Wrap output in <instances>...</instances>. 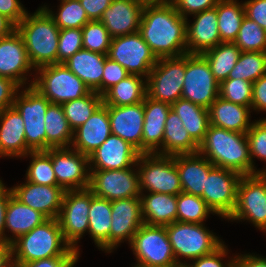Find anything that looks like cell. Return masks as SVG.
Masks as SVG:
<instances>
[{"label": "cell", "mask_w": 266, "mask_h": 267, "mask_svg": "<svg viewBox=\"0 0 266 267\" xmlns=\"http://www.w3.org/2000/svg\"><path fill=\"white\" fill-rule=\"evenodd\" d=\"M186 18L172 2L145 3L139 33L157 58L187 54Z\"/></svg>", "instance_id": "obj_1"}, {"label": "cell", "mask_w": 266, "mask_h": 267, "mask_svg": "<svg viewBox=\"0 0 266 267\" xmlns=\"http://www.w3.org/2000/svg\"><path fill=\"white\" fill-rule=\"evenodd\" d=\"M215 167L234 170L241 175H252V161L246 133H238L209 125L198 146Z\"/></svg>", "instance_id": "obj_2"}, {"label": "cell", "mask_w": 266, "mask_h": 267, "mask_svg": "<svg viewBox=\"0 0 266 267\" xmlns=\"http://www.w3.org/2000/svg\"><path fill=\"white\" fill-rule=\"evenodd\" d=\"M13 265L57 256H75L77 253L65 241L58 219H47L29 233L12 243Z\"/></svg>", "instance_id": "obj_3"}, {"label": "cell", "mask_w": 266, "mask_h": 267, "mask_svg": "<svg viewBox=\"0 0 266 267\" xmlns=\"http://www.w3.org/2000/svg\"><path fill=\"white\" fill-rule=\"evenodd\" d=\"M34 69L57 63L60 29L46 10L26 14L16 26Z\"/></svg>", "instance_id": "obj_4"}, {"label": "cell", "mask_w": 266, "mask_h": 267, "mask_svg": "<svg viewBox=\"0 0 266 267\" xmlns=\"http://www.w3.org/2000/svg\"><path fill=\"white\" fill-rule=\"evenodd\" d=\"M165 227L179 267L187 264L179 257L194 260L213 253L224 243L203 224L175 221Z\"/></svg>", "instance_id": "obj_5"}, {"label": "cell", "mask_w": 266, "mask_h": 267, "mask_svg": "<svg viewBox=\"0 0 266 267\" xmlns=\"http://www.w3.org/2000/svg\"><path fill=\"white\" fill-rule=\"evenodd\" d=\"M36 70L40 76L31 81L29 86L35 88L52 104L79 99L91 91L64 63H55Z\"/></svg>", "instance_id": "obj_6"}, {"label": "cell", "mask_w": 266, "mask_h": 267, "mask_svg": "<svg viewBox=\"0 0 266 267\" xmlns=\"http://www.w3.org/2000/svg\"><path fill=\"white\" fill-rule=\"evenodd\" d=\"M139 175V189L150 193L178 195L182 192L181 180L175 165V155L156 153L140 154L135 167Z\"/></svg>", "instance_id": "obj_7"}, {"label": "cell", "mask_w": 266, "mask_h": 267, "mask_svg": "<svg viewBox=\"0 0 266 267\" xmlns=\"http://www.w3.org/2000/svg\"><path fill=\"white\" fill-rule=\"evenodd\" d=\"M137 265L143 267H179L165 226L143 224L130 242Z\"/></svg>", "instance_id": "obj_8"}, {"label": "cell", "mask_w": 266, "mask_h": 267, "mask_svg": "<svg viewBox=\"0 0 266 267\" xmlns=\"http://www.w3.org/2000/svg\"><path fill=\"white\" fill-rule=\"evenodd\" d=\"M185 55L158 58L147 81V96L170 105L182 97Z\"/></svg>", "instance_id": "obj_9"}, {"label": "cell", "mask_w": 266, "mask_h": 267, "mask_svg": "<svg viewBox=\"0 0 266 267\" xmlns=\"http://www.w3.org/2000/svg\"><path fill=\"white\" fill-rule=\"evenodd\" d=\"M242 219L266 231V173L242 175L240 178L236 207L228 220Z\"/></svg>", "instance_id": "obj_10"}, {"label": "cell", "mask_w": 266, "mask_h": 267, "mask_svg": "<svg viewBox=\"0 0 266 267\" xmlns=\"http://www.w3.org/2000/svg\"><path fill=\"white\" fill-rule=\"evenodd\" d=\"M219 96V83L215 80L210 65L202 54H185L183 99L206 109Z\"/></svg>", "instance_id": "obj_11"}, {"label": "cell", "mask_w": 266, "mask_h": 267, "mask_svg": "<svg viewBox=\"0 0 266 267\" xmlns=\"http://www.w3.org/2000/svg\"><path fill=\"white\" fill-rule=\"evenodd\" d=\"M107 57L119 63L129 74L145 79L158 61L139 32L113 37Z\"/></svg>", "instance_id": "obj_12"}, {"label": "cell", "mask_w": 266, "mask_h": 267, "mask_svg": "<svg viewBox=\"0 0 266 267\" xmlns=\"http://www.w3.org/2000/svg\"><path fill=\"white\" fill-rule=\"evenodd\" d=\"M18 94L15 96L13 106L24 120L26 145L32 151H46L44 118L51 103L32 86Z\"/></svg>", "instance_id": "obj_13"}, {"label": "cell", "mask_w": 266, "mask_h": 267, "mask_svg": "<svg viewBox=\"0 0 266 267\" xmlns=\"http://www.w3.org/2000/svg\"><path fill=\"white\" fill-rule=\"evenodd\" d=\"M95 195L87 188L66 190L58 221L65 241L79 254L77 242L89 229V210Z\"/></svg>", "instance_id": "obj_14"}, {"label": "cell", "mask_w": 266, "mask_h": 267, "mask_svg": "<svg viewBox=\"0 0 266 267\" xmlns=\"http://www.w3.org/2000/svg\"><path fill=\"white\" fill-rule=\"evenodd\" d=\"M242 175L234 170L214 167L200 196L207 206L223 218H229L237 203V187Z\"/></svg>", "instance_id": "obj_15"}, {"label": "cell", "mask_w": 266, "mask_h": 267, "mask_svg": "<svg viewBox=\"0 0 266 267\" xmlns=\"http://www.w3.org/2000/svg\"><path fill=\"white\" fill-rule=\"evenodd\" d=\"M52 160L57 184L66 190L89 187L90 165L86 155L72 148H49L45 151ZM88 168V169H86Z\"/></svg>", "instance_id": "obj_16"}, {"label": "cell", "mask_w": 266, "mask_h": 267, "mask_svg": "<svg viewBox=\"0 0 266 267\" xmlns=\"http://www.w3.org/2000/svg\"><path fill=\"white\" fill-rule=\"evenodd\" d=\"M88 189L96 197L109 201L141 195L138 171L131 167L119 170H90Z\"/></svg>", "instance_id": "obj_17"}, {"label": "cell", "mask_w": 266, "mask_h": 267, "mask_svg": "<svg viewBox=\"0 0 266 267\" xmlns=\"http://www.w3.org/2000/svg\"><path fill=\"white\" fill-rule=\"evenodd\" d=\"M111 208L110 253L124 240L130 244L134 234L144 224L140 197L113 200Z\"/></svg>", "instance_id": "obj_18"}, {"label": "cell", "mask_w": 266, "mask_h": 267, "mask_svg": "<svg viewBox=\"0 0 266 267\" xmlns=\"http://www.w3.org/2000/svg\"><path fill=\"white\" fill-rule=\"evenodd\" d=\"M12 194L23 204L39 211L47 219H57L65 190L61 186L40 185L26 181L11 188Z\"/></svg>", "instance_id": "obj_19"}, {"label": "cell", "mask_w": 266, "mask_h": 267, "mask_svg": "<svg viewBox=\"0 0 266 267\" xmlns=\"http://www.w3.org/2000/svg\"><path fill=\"white\" fill-rule=\"evenodd\" d=\"M144 5L142 0H113L99 21L112 38L136 33L139 31Z\"/></svg>", "instance_id": "obj_20"}, {"label": "cell", "mask_w": 266, "mask_h": 267, "mask_svg": "<svg viewBox=\"0 0 266 267\" xmlns=\"http://www.w3.org/2000/svg\"><path fill=\"white\" fill-rule=\"evenodd\" d=\"M111 133L132 145L142 154L144 100L127 106H108Z\"/></svg>", "instance_id": "obj_21"}, {"label": "cell", "mask_w": 266, "mask_h": 267, "mask_svg": "<svg viewBox=\"0 0 266 267\" xmlns=\"http://www.w3.org/2000/svg\"><path fill=\"white\" fill-rule=\"evenodd\" d=\"M34 69L22 39L15 30L11 35L0 38V76L10 78L22 87L27 80L25 76Z\"/></svg>", "instance_id": "obj_22"}, {"label": "cell", "mask_w": 266, "mask_h": 267, "mask_svg": "<svg viewBox=\"0 0 266 267\" xmlns=\"http://www.w3.org/2000/svg\"><path fill=\"white\" fill-rule=\"evenodd\" d=\"M140 153L119 136L111 134L88 158L90 170H119L137 163Z\"/></svg>", "instance_id": "obj_23"}, {"label": "cell", "mask_w": 266, "mask_h": 267, "mask_svg": "<svg viewBox=\"0 0 266 267\" xmlns=\"http://www.w3.org/2000/svg\"><path fill=\"white\" fill-rule=\"evenodd\" d=\"M111 134L108 106L102 103L83 125L73 131L71 147L89 157Z\"/></svg>", "instance_id": "obj_24"}, {"label": "cell", "mask_w": 266, "mask_h": 267, "mask_svg": "<svg viewBox=\"0 0 266 267\" xmlns=\"http://www.w3.org/2000/svg\"><path fill=\"white\" fill-rule=\"evenodd\" d=\"M196 19L186 25V50L188 54H202L221 43L218 29L217 5L193 15Z\"/></svg>", "instance_id": "obj_25"}, {"label": "cell", "mask_w": 266, "mask_h": 267, "mask_svg": "<svg viewBox=\"0 0 266 267\" xmlns=\"http://www.w3.org/2000/svg\"><path fill=\"white\" fill-rule=\"evenodd\" d=\"M32 150L26 145L24 120L12 106L0 111V157H26Z\"/></svg>", "instance_id": "obj_26"}, {"label": "cell", "mask_w": 266, "mask_h": 267, "mask_svg": "<svg viewBox=\"0 0 266 267\" xmlns=\"http://www.w3.org/2000/svg\"><path fill=\"white\" fill-rule=\"evenodd\" d=\"M182 192L201 196L209 172L215 167L200 153L175 155Z\"/></svg>", "instance_id": "obj_27"}, {"label": "cell", "mask_w": 266, "mask_h": 267, "mask_svg": "<svg viewBox=\"0 0 266 267\" xmlns=\"http://www.w3.org/2000/svg\"><path fill=\"white\" fill-rule=\"evenodd\" d=\"M170 109L171 105L168 103L145 97L142 154L155 153L162 146L165 122Z\"/></svg>", "instance_id": "obj_28"}, {"label": "cell", "mask_w": 266, "mask_h": 267, "mask_svg": "<svg viewBox=\"0 0 266 267\" xmlns=\"http://www.w3.org/2000/svg\"><path fill=\"white\" fill-rule=\"evenodd\" d=\"M250 107L229 102L220 96L209 106L210 125L234 131L246 133L252 123L249 122Z\"/></svg>", "instance_id": "obj_29"}, {"label": "cell", "mask_w": 266, "mask_h": 267, "mask_svg": "<svg viewBox=\"0 0 266 267\" xmlns=\"http://www.w3.org/2000/svg\"><path fill=\"white\" fill-rule=\"evenodd\" d=\"M107 54L81 49L64 62L91 90L101 95V80Z\"/></svg>", "instance_id": "obj_30"}, {"label": "cell", "mask_w": 266, "mask_h": 267, "mask_svg": "<svg viewBox=\"0 0 266 267\" xmlns=\"http://www.w3.org/2000/svg\"><path fill=\"white\" fill-rule=\"evenodd\" d=\"M198 146L177 113L170 109L165 122L162 146L155 153L167 156L194 154L198 152Z\"/></svg>", "instance_id": "obj_31"}, {"label": "cell", "mask_w": 266, "mask_h": 267, "mask_svg": "<svg viewBox=\"0 0 266 267\" xmlns=\"http://www.w3.org/2000/svg\"><path fill=\"white\" fill-rule=\"evenodd\" d=\"M142 219L151 226H167L177 221V195L141 193Z\"/></svg>", "instance_id": "obj_32"}, {"label": "cell", "mask_w": 266, "mask_h": 267, "mask_svg": "<svg viewBox=\"0 0 266 267\" xmlns=\"http://www.w3.org/2000/svg\"><path fill=\"white\" fill-rule=\"evenodd\" d=\"M46 220L43 214L23 204L13 194L9 196L5 213V229L15 235H12L11 243Z\"/></svg>", "instance_id": "obj_33"}, {"label": "cell", "mask_w": 266, "mask_h": 267, "mask_svg": "<svg viewBox=\"0 0 266 267\" xmlns=\"http://www.w3.org/2000/svg\"><path fill=\"white\" fill-rule=\"evenodd\" d=\"M88 232L101 250L110 253L111 201L94 196L89 210Z\"/></svg>", "instance_id": "obj_34"}, {"label": "cell", "mask_w": 266, "mask_h": 267, "mask_svg": "<svg viewBox=\"0 0 266 267\" xmlns=\"http://www.w3.org/2000/svg\"><path fill=\"white\" fill-rule=\"evenodd\" d=\"M147 96V81L142 76L129 74L125 79L109 88L102 101L107 106H127L143 102Z\"/></svg>", "instance_id": "obj_35"}, {"label": "cell", "mask_w": 266, "mask_h": 267, "mask_svg": "<svg viewBox=\"0 0 266 267\" xmlns=\"http://www.w3.org/2000/svg\"><path fill=\"white\" fill-rule=\"evenodd\" d=\"M171 109L177 113L190 137L199 145L210 125L208 109L183 98L173 103Z\"/></svg>", "instance_id": "obj_36"}, {"label": "cell", "mask_w": 266, "mask_h": 267, "mask_svg": "<svg viewBox=\"0 0 266 267\" xmlns=\"http://www.w3.org/2000/svg\"><path fill=\"white\" fill-rule=\"evenodd\" d=\"M46 150L68 148L73 141V130L68 124L61 104H50L45 118Z\"/></svg>", "instance_id": "obj_37"}, {"label": "cell", "mask_w": 266, "mask_h": 267, "mask_svg": "<svg viewBox=\"0 0 266 267\" xmlns=\"http://www.w3.org/2000/svg\"><path fill=\"white\" fill-rule=\"evenodd\" d=\"M241 52V49L235 43L221 42L203 52L202 55L208 61L215 80L220 84L222 81L227 80Z\"/></svg>", "instance_id": "obj_38"}, {"label": "cell", "mask_w": 266, "mask_h": 267, "mask_svg": "<svg viewBox=\"0 0 266 267\" xmlns=\"http://www.w3.org/2000/svg\"><path fill=\"white\" fill-rule=\"evenodd\" d=\"M244 17L243 3L240 4L237 0L218 1L217 19L221 42L234 43Z\"/></svg>", "instance_id": "obj_39"}, {"label": "cell", "mask_w": 266, "mask_h": 267, "mask_svg": "<svg viewBox=\"0 0 266 267\" xmlns=\"http://www.w3.org/2000/svg\"><path fill=\"white\" fill-rule=\"evenodd\" d=\"M102 103V96L95 91H90L79 99L70 100L61 105L68 124L74 131L83 125Z\"/></svg>", "instance_id": "obj_40"}, {"label": "cell", "mask_w": 266, "mask_h": 267, "mask_svg": "<svg viewBox=\"0 0 266 267\" xmlns=\"http://www.w3.org/2000/svg\"><path fill=\"white\" fill-rule=\"evenodd\" d=\"M266 74V52H241L227 79H243L254 83Z\"/></svg>", "instance_id": "obj_41"}, {"label": "cell", "mask_w": 266, "mask_h": 267, "mask_svg": "<svg viewBox=\"0 0 266 267\" xmlns=\"http://www.w3.org/2000/svg\"><path fill=\"white\" fill-rule=\"evenodd\" d=\"M39 9L46 10L60 30L82 28L90 21L79 0H61L57 15L53 14V11L46 6H42Z\"/></svg>", "instance_id": "obj_42"}, {"label": "cell", "mask_w": 266, "mask_h": 267, "mask_svg": "<svg viewBox=\"0 0 266 267\" xmlns=\"http://www.w3.org/2000/svg\"><path fill=\"white\" fill-rule=\"evenodd\" d=\"M213 211L196 195L181 192L177 195V221L203 224Z\"/></svg>", "instance_id": "obj_43"}, {"label": "cell", "mask_w": 266, "mask_h": 267, "mask_svg": "<svg viewBox=\"0 0 266 267\" xmlns=\"http://www.w3.org/2000/svg\"><path fill=\"white\" fill-rule=\"evenodd\" d=\"M32 158L26 172V181L40 185L59 186L52 166L51 157L45 151H31Z\"/></svg>", "instance_id": "obj_44"}, {"label": "cell", "mask_w": 266, "mask_h": 267, "mask_svg": "<svg viewBox=\"0 0 266 267\" xmlns=\"http://www.w3.org/2000/svg\"><path fill=\"white\" fill-rule=\"evenodd\" d=\"M234 43L242 52H266V30L245 16Z\"/></svg>", "instance_id": "obj_45"}, {"label": "cell", "mask_w": 266, "mask_h": 267, "mask_svg": "<svg viewBox=\"0 0 266 267\" xmlns=\"http://www.w3.org/2000/svg\"><path fill=\"white\" fill-rule=\"evenodd\" d=\"M112 37L99 20L87 22L82 27L83 49L101 54H107Z\"/></svg>", "instance_id": "obj_46"}, {"label": "cell", "mask_w": 266, "mask_h": 267, "mask_svg": "<svg viewBox=\"0 0 266 267\" xmlns=\"http://www.w3.org/2000/svg\"><path fill=\"white\" fill-rule=\"evenodd\" d=\"M253 83L243 79H227L219 84V96L229 102L251 108Z\"/></svg>", "instance_id": "obj_47"}, {"label": "cell", "mask_w": 266, "mask_h": 267, "mask_svg": "<svg viewBox=\"0 0 266 267\" xmlns=\"http://www.w3.org/2000/svg\"><path fill=\"white\" fill-rule=\"evenodd\" d=\"M252 161V174L266 173V170H257L254 167L253 157L266 161V118L252 122L251 128L246 132Z\"/></svg>", "instance_id": "obj_48"}, {"label": "cell", "mask_w": 266, "mask_h": 267, "mask_svg": "<svg viewBox=\"0 0 266 267\" xmlns=\"http://www.w3.org/2000/svg\"><path fill=\"white\" fill-rule=\"evenodd\" d=\"M81 49H83L82 28L60 30L57 63H64Z\"/></svg>", "instance_id": "obj_49"}, {"label": "cell", "mask_w": 266, "mask_h": 267, "mask_svg": "<svg viewBox=\"0 0 266 267\" xmlns=\"http://www.w3.org/2000/svg\"><path fill=\"white\" fill-rule=\"evenodd\" d=\"M129 73L119 63L109 59L105 60L103 75L101 80V96L112 86L125 79Z\"/></svg>", "instance_id": "obj_50"}, {"label": "cell", "mask_w": 266, "mask_h": 267, "mask_svg": "<svg viewBox=\"0 0 266 267\" xmlns=\"http://www.w3.org/2000/svg\"><path fill=\"white\" fill-rule=\"evenodd\" d=\"M219 0H173L176 11L187 19V15H194L204 10L215 8Z\"/></svg>", "instance_id": "obj_51"}, {"label": "cell", "mask_w": 266, "mask_h": 267, "mask_svg": "<svg viewBox=\"0 0 266 267\" xmlns=\"http://www.w3.org/2000/svg\"><path fill=\"white\" fill-rule=\"evenodd\" d=\"M226 248L227 247L222 244L213 253L194 259L192 260V264L188 263L184 267H233L234 258L227 264H223V262H221L223 260L222 258H224L228 253Z\"/></svg>", "instance_id": "obj_52"}, {"label": "cell", "mask_w": 266, "mask_h": 267, "mask_svg": "<svg viewBox=\"0 0 266 267\" xmlns=\"http://www.w3.org/2000/svg\"><path fill=\"white\" fill-rule=\"evenodd\" d=\"M243 4L245 16L266 30V0H248Z\"/></svg>", "instance_id": "obj_53"}, {"label": "cell", "mask_w": 266, "mask_h": 267, "mask_svg": "<svg viewBox=\"0 0 266 267\" xmlns=\"http://www.w3.org/2000/svg\"><path fill=\"white\" fill-rule=\"evenodd\" d=\"M20 88L10 78L0 76V111L13 106L15 96Z\"/></svg>", "instance_id": "obj_54"}, {"label": "cell", "mask_w": 266, "mask_h": 267, "mask_svg": "<svg viewBox=\"0 0 266 267\" xmlns=\"http://www.w3.org/2000/svg\"><path fill=\"white\" fill-rule=\"evenodd\" d=\"M0 14L17 26L25 18L27 11L19 0H0Z\"/></svg>", "instance_id": "obj_55"}, {"label": "cell", "mask_w": 266, "mask_h": 267, "mask_svg": "<svg viewBox=\"0 0 266 267\" xmlns=\"http://www.w3.org/2000/svg\"><path fill=\"white\" fill-rule=\"evenodd\" d=\"M266 111V74L259 77L252 87L251 110Z\"/></svg>", "instance_id": "obj_56"}, {"label": "cell", "mask_w": 266, "mask_h": 267, "mask_svg": "<svg viewBox=\"0 0 266 267\" xmlns=\"http://www.w3.org/2000/svg\"><path fill=\"white\" fill-rule=\"evenodd\" d=\"M90 21L100 20L102 13L111 5L113 0H79Z\"/></svg>", "instance_id": "obj_57"}, {"label": "cell", "mask_w": 266, "mask_h": 267, "mask_svg": "<svg viewBox=\"0 0 266 267\" xmlns=\"http://www.w3.org/2000/svg\"><path fill=\"white\" fill-rule=\"evenodd\" d=\"M12 194V190L7 189L4 186L2 180H0V240L11 243V236L5 235V213L9 196Z\"/></svg>", "instance_id": "obj_58"}, {"label": "cell", "mask_w": 266, "mask_h": 267, "mask_svg": "<svg viewBox=\"0 0 266 267\" xmlns=\"http://www.w3.org/2000/svg\"><path fill=\"white\" fill-rule=\"evenodd\" d=\"M72 257L73 256L50 257L13 266L14 267H63Z\"/></svg>", "instance_id": "obj_59"}, {"label": "cell", "mask_w": 266, "mask_h": 267, "mask_svg": "<svg viewBox=\"0 0 266 267\" xmlns=\"http://www.w3.org/2000/svg\"><path fill=\"white\" fill-rule=\"evenodd\" d=\"M233 267H266V258L251 254L235 256Z\"/></svg>", "instance_id": "obj_60"}, {"label": "cell", "mask_w": 266, "mask_h": 267, "mask_svg": "<svg viewBox=\"0 0 266 267\" xmlns=\"http://www.w3.org/2000/svg\"><path fill=\"white\" fill-rule=\"evenodd\" d=\"M11 243L0 240V267H13Z\"/></svg>", "instance_id": "obj_61"}, {"label": "cell", "mask_w": 266, "mask_h": 267, "mask_svg": "<svg viewBox=\"0 0 266 267\" xmlns=\"http://www.w3.org/2000/svg\"><path fill=\"white\" fill-rule=\"evenodd\" d=\"M16 30V25L7 17L0 14V38L11 35Z\"/></svg>", "instance_id": "obj_62"}, {"label": "cell", "mask_w": 266, "mask_h": 267, "mask_svg": "<svg viewBox=\"0 0 266 267\" xmlns=\"http://www.w3.org/2000/svg\"><path fill=\"white\" fill-rule=\"evenodd\" d=\"M79 254L73 256L63 267H74V264L77 262Z\"/></svg>", "instance_id": "obj_63"}, {"label": "cell", "mask_w": 266, "mask_h": 267, "mask_svg": "<svg viewBox=\"0 0 266 267\" xmlns=\"http://www.w3.org/2000/svg\"><path fill=\"white\" fill-rule=\"evenodd\" d=\"M145 3L172 2L173 0H142Z\"/></svg>", "instance_id": "obj_64"}]
</instances>
